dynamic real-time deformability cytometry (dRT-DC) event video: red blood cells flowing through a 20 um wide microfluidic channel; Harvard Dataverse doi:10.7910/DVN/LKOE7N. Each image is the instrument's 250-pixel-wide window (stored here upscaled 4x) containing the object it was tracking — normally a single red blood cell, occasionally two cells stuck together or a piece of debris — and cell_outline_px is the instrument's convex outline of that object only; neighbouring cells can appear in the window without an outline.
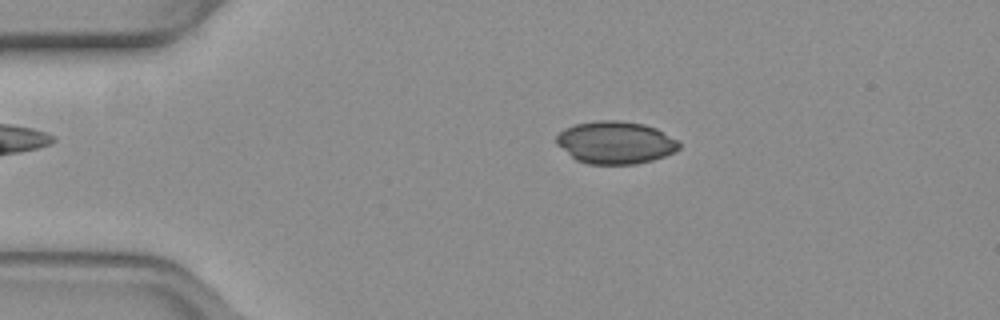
{"species": "common noctule bat (a hibernating species)", "species_latin": "Nyctalus noctula", "temperature_condition": "warm", "stored_images_in_passage": 53, "camera_frame_rate_fps": 3000, "um_per_image_px": 0.085, "animal": {"sex": "female", "body_mass_g": 19.3, "forearm_length_mm": 54.1}, "frame": {"image": 1, "passage_image": 11, "time_ms": 3.333, "image_size_px": [1000, 320], "cell_outline_px": [[680, 148], [676, 152], [652, 160], [636, 164], [588, 164], [576, 160], [556, 144], [556, 136], [564, 128], [576, 124], [596, 120], [620, 120], [644, 124], [656, 128], [680, 140]], "centroid_in_image_um": [52.34, 12.11], "position_along_channel_um": 32.7, "area_um2": 30.69}}
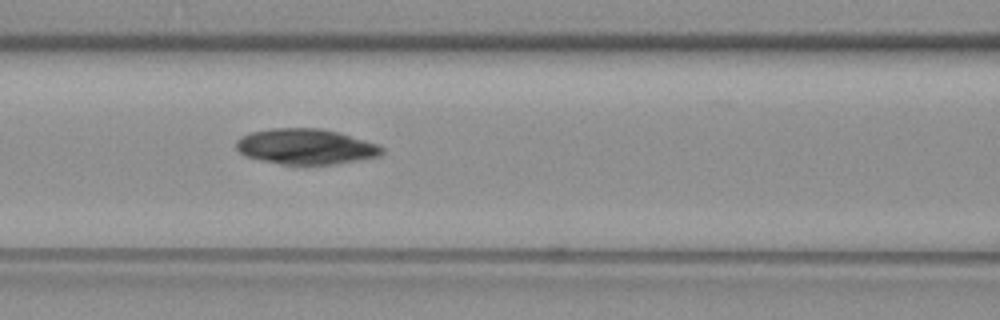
{"frame": {"image": 2, "passage_image": 23, "time_ms": 7.333, "image_size_px": [1000, 320], "cell_outline_px": [[384, 152], [380, 156], [360, 160], [336, 164], [304, 168], [280, 164], [244, 156], [236, 148], [236, 140], [240, 136], [252, 132], [272, 128], [320, 128], [336, 132], [364, 140], [376, 144], [384, 148]], "centroid_in_image_um": [25.97, 12.5], "position_along_channel_um": 140.6, "area_um2": 30.87}}
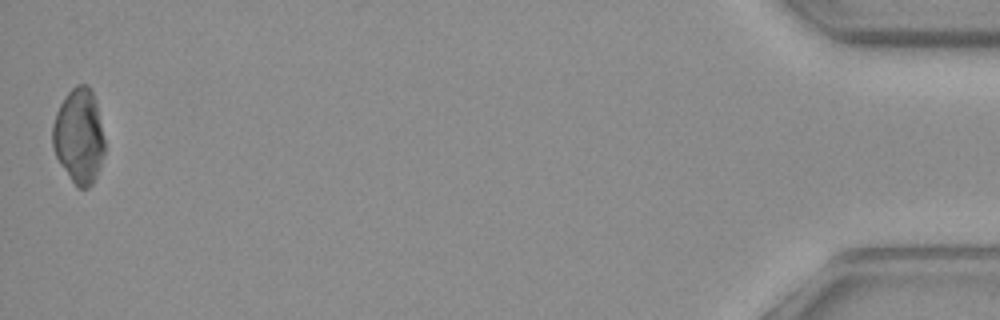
{"frame": {"image": 3, "passage_image": 53, "time_ms": 17.333, "image_size_px": [1000, 320], "cell_outline_px": [[104, 152], [100, 168], [92, 184], [88, 188], [76, 188], [56, 156], [52, 144], [52, 124], [56, 112], [60, 104], [68, 92], [76, 84], [88, 84], [92, 92], [96, 104], [104, 136]], "centroid_in_image_um": [6.7, 11.58], "position_along_channel_um": 428.5, "area_um2": 28.78}}